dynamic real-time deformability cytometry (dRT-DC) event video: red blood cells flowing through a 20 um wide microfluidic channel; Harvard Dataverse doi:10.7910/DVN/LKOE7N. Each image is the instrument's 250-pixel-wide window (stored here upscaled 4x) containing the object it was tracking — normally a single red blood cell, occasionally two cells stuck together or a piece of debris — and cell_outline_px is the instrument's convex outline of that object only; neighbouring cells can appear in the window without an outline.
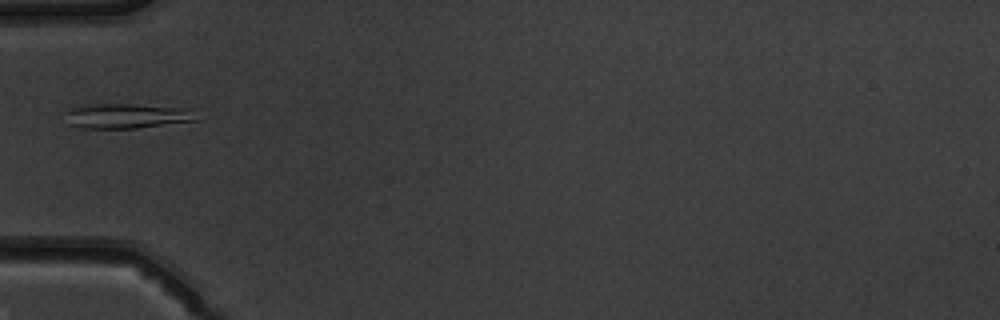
{"species": "common noctule bat (a hibernating species)", "species_latin": "Nyctalus noctula", "temperature_condition": "warm", "stored_images_in_passage": 35, "camera_frame_rate_fps": 3000, "um_per_image_px": 0.085, "animal": {"sex": "male", "body_mass_g": 19.5, "forearm_length_mm": 54.6}, "frame": {"image": 1, "passage_image": 1, "time_ms": 0.0, "image_size_px": [1000, 320], "cell_outline_px": [[200, 120], [136, 128], [84, 128], [64, 124], [64, 112], [72, 108], [84, 104], [128, 104], [200, 108]], "centroid_in_image_um": [10.87, 9.84], "position_along_channel_um": 74.1, "area_um2": 19.88}}
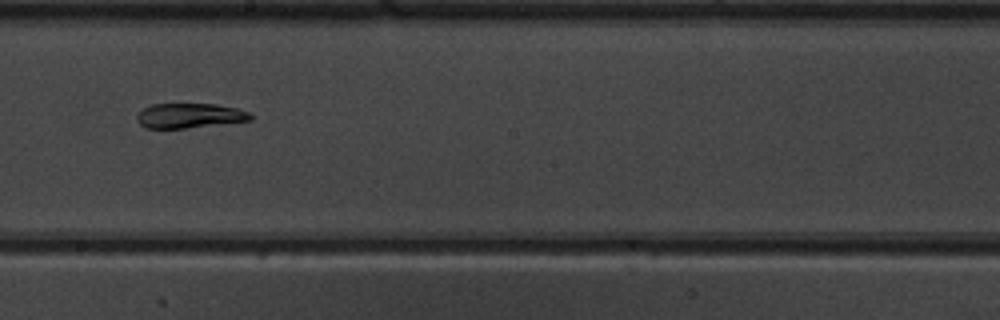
{"frame": {"image": 2, "passage_image": 13, "time_ms": 4.0, "image_size_px": [1000, 320], "cell_outline_px": [[252, 120], [184, 128], [144, 128], [136, 120], [136, 116], [144, 108], [152, 104], [216, 104], [236, 108], [248, 112], [252, 116]], "centroid_in_image_um": [16.08, 9.83], "position_along_channel_um": 232.1, "area_um2": 16.24}}
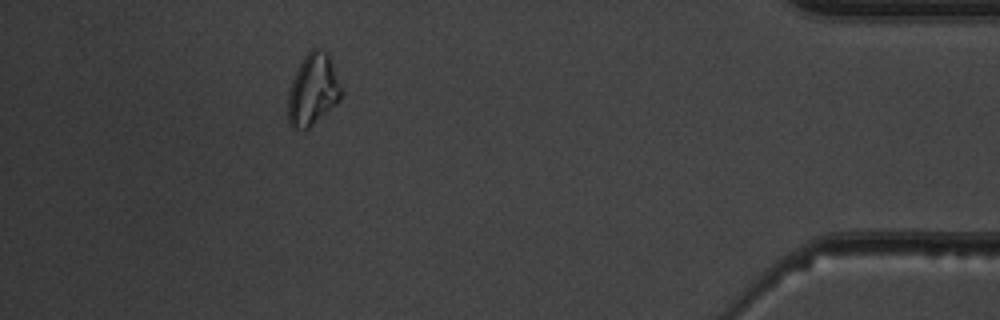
{"frame": {"image": 3, "passage_image": 30, "time_ms": 9.667, "image_size_px": [1000, 320], "cell_outline_px": [[344, 88], [340, 100], [336, 104], [304, 132], [292, 128], [288, 124], [288, 92], [292, 80], [300, 60], [312, 48], [320, 48], [328, 52]], "centroid_in_image_um": [26.61, 7.62], "position_along_channel_um": 408.6, "area_um2": 22.89}}